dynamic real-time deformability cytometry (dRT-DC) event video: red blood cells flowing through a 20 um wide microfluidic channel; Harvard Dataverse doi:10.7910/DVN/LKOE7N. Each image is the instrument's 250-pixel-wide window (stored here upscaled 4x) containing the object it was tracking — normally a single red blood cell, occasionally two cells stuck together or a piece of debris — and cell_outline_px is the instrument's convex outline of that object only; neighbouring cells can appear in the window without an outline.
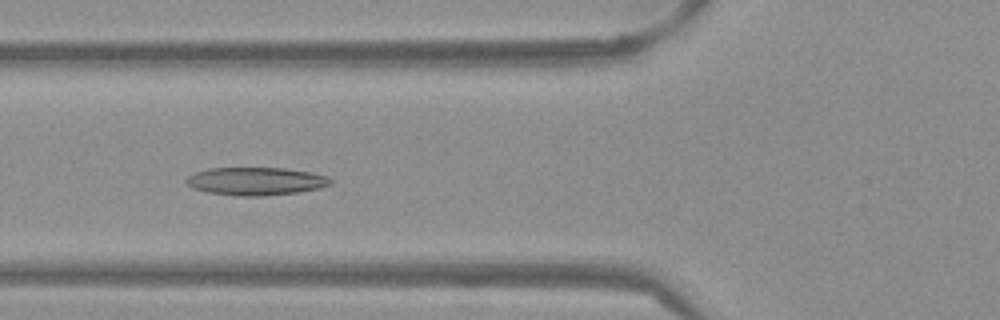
{"species": "Egyptian fruit bat (a non-hibernating species)", "species_latin": "Rousettus aegyptiacus", "temperature_condition": "warm", "stored_images_in_passage": 45, "camera_frame_rate_fps": 3000, "um_per_image_px": 0.085, "frame": {"image": 1, "passage_image": 19, "time_ms": 6.0, "image_size_px": [1000, 320], "cell_outline_px": [[332, 184], [320, 188], [296, 192], [260, 196], [240, 196], [208, 192], [192, 188], [184, 180], [188, 176], [196, 172], [208, 168], [284, 168], [312, 172], [324, 176], [332, 180]], "centroid_in_image_um": [21.73, 15.4], "position_along_channel_um": 104.1, "area_um2": 23.35}}
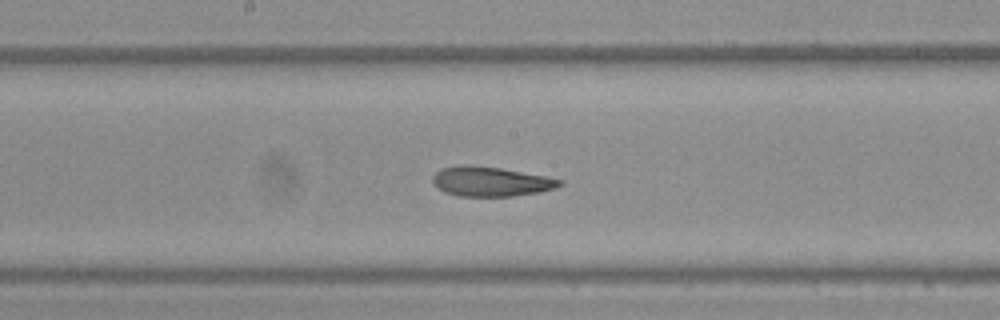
{"frame": {"image": 2, "passage_image": 27, "time_ms": 8.667, "image_size_px": [1000, 320], "cell_outline_px": [[564, 184], [556, 188], [540, 192], [512, 196], [460, 196], [444, 192], [436, 188], [432, 180], [432, 176], [440, 168], [460, 164], [472, 164], [500, 168], [544, 176], [564, 180]], "centroid_in_image_um": [41.68, 15.42], "position_along_channel_um": 206.5, "area_um2": 22.2}}
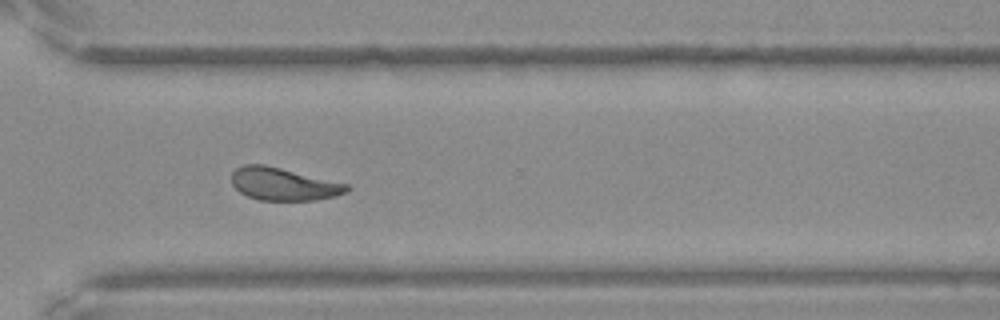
{"frame": {"image": 3, "passage_image": 38, "time_ms": 12.333, "image_size_px": [1000, 320], "cell_outline_px": [[352, 188], [348, 192], [336, 196], [316, 200], [260, 200], [248, 196], [240, 192], [232, 184], [232, 172], [236, 168], [244, 164], [264, 164], [348, 184]], "centroid_in_image_um": [24.12, 15.65], "position_along_channel_um": 346.5, "area_um2": 21.91}, "authors_computed_cell_mechanics": {"area_um2": 22.3686, "velocity_mm_per_s": 3.8251, "shape_relaxation_time_tau1_ms": null, "shape_relaxation_time_tau2_ms": 1.9424, "deformation_change_tau1": null, "deformation_change_tau2": 0.0877}}